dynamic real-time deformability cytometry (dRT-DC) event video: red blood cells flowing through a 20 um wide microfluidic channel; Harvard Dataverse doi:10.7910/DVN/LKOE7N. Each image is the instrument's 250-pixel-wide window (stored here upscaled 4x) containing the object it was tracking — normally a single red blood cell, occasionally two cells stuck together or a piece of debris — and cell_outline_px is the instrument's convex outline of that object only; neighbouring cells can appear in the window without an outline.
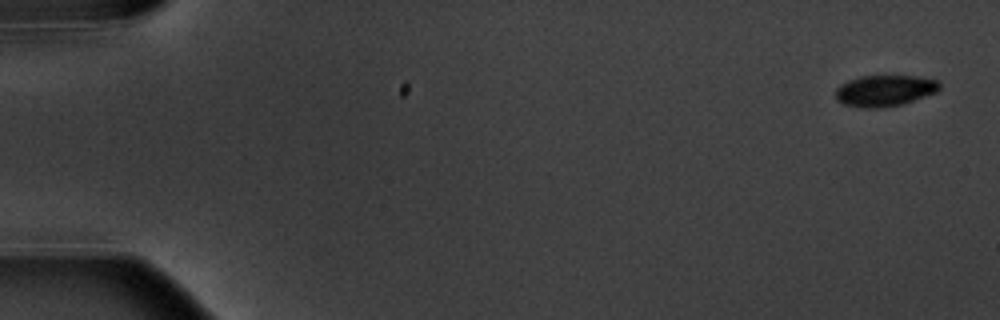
{"species": "common noctule bat (a hibernating species)", "species_latin": "Nyctalus noctula", "temperature_condition": "warm", "stored_images_in_passage": 6, "camera_frame_rate_fps": 3000, "um_per_image_px": 0.085, "animal": {"sex": "male", "body_mass_g": 20.1, "forearm_length_mm": 53.5}, "frame": {"image": 1, "passage_image": 1, "time_ms": 0.0, "image_size_px": [1000, 320], "cell_outline_px": [[940, 88], [936, 92], [900, 104], [876, 108], [864, 108], [844, 104], [836, 100], [836, 88], [840, 84], [848, 80], [860, 76], [916, 76], [936, 80], [940, 84]], "centroid_in_image_um": [75.15, 7.69], "position_along_channel_um": 9.8, "area_um2": 18.67}}
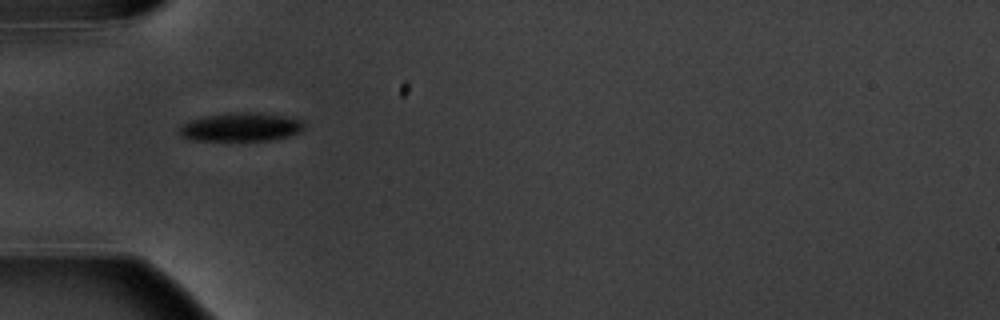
{"frame": {"image": 2, "passage_image": 5, "time_ms": 5.667, "image_size_px": [1000, 320], "cell_outline_px": [[304, 128], [300, 132], [288, 136], [272, 140], [192, 140], [180, 136], [176, 128], [180, 124], [188, 120], [204, 116], [228, 112], [260, 112], [304, 120]], "centroid_in_image_um": [20.41, 10.79], "position_along_channel_um": 64.6, "area_um2": 21.15}}